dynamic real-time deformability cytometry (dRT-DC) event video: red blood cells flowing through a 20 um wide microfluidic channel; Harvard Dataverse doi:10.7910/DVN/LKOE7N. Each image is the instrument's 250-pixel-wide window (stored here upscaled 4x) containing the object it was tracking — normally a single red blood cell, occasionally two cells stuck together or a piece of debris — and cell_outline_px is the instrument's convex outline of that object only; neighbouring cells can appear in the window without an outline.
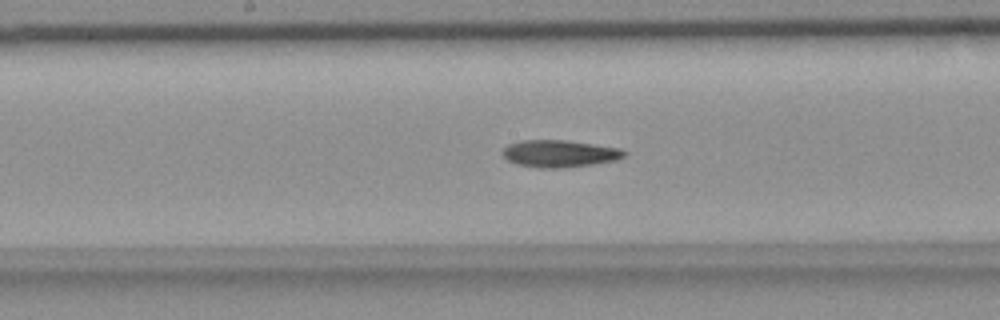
{"species": "common noctule bat (a hibernating species)", "species_latin": "Nyctalus noctula", "temperature_condition": "room temperature", "stored_images_in_passage": 49, "camera_frame_rate_fps": 3000, "um_per_image_px": 0.085, "animal": {"sex": "female", "body_mass_g": 18.4}, "frame": {"image": 1, "passage_image": 27, "time_ms": 8.667, "image_size_px": [1000, 320], "cell_outline_px": [[628, 152], [624, 156], [616, 160], [592, 164], [560, 168], [540, 168], [516, 164], [508, 160], [500, 152], [508, 144], [520, 140], [564, 140], [620, 148]], "centroid_in_image_um": [47.53, 13.05], "position_along_channel_um": 200.7, "area_um2": 19.19}}
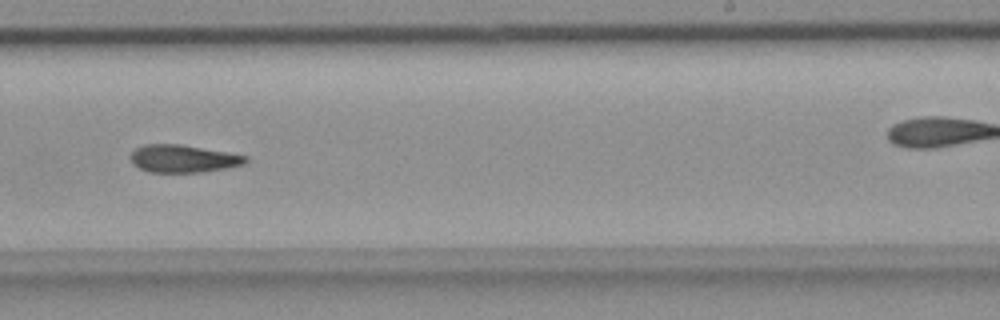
{"frame": {"image": 2, "passage_image": 33, "time_ms": 10.667, "image_size_px": [1000, 320], "cell_outline_px": [[248, 160], [244, 164], [228, 168], [204, 172], [148, 172], [132, 164], [128, 156], [136, 148], [144, 144], [180, 144], [228, 152], [248, 156]], "centroid_in_image_um": [15.56, 13.48], "position_along_channel_um": 273.4, "area_um2": 18.73}}
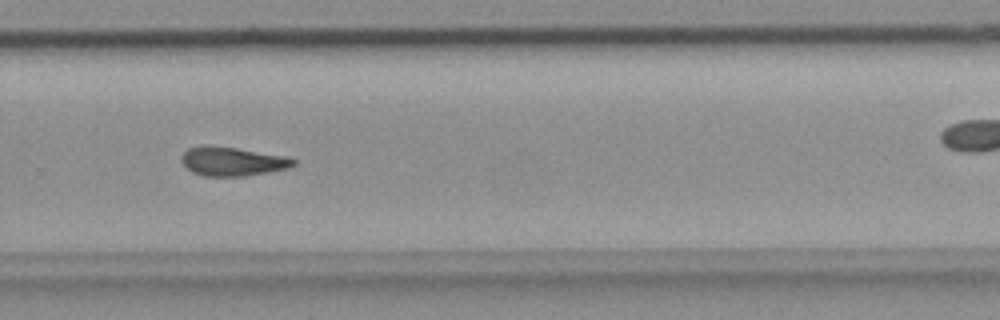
{"frame": {"image": 3, "passage_image": 36, "time_ms": 11.667, "image_size_px": [1000, 320], "cell_outline_px": [[296, 164], [288, 168], [268, 172], [244, 176], [204, 176], [192, 172], [180, 160], [180, 156], [188, 148], [204, 144], [208, 144], [236, 148], [284, 156], [296, 160]], "centroid_in_image_um": [19.71, 13.71], "position_along_channel_um": 310.1, "area_um2": 18.9}}